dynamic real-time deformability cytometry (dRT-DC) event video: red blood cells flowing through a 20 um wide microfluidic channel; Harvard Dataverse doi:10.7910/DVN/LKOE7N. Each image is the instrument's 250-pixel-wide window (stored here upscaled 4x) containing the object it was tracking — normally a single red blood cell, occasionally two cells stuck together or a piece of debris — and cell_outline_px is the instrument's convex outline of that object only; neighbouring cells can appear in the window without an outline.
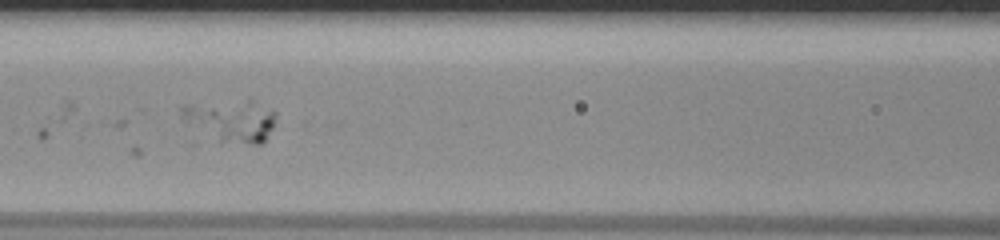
{"species": "human", "species_latin": "Homo sapiens", "temperature_condition": "room temperature", "stored_images_in_passage": 48, "camera_frame_rate_fps": 3000, "um_per_image_px": 0.085, "donor": {"sex": "male"}, "frame": {"image": 1, "passage_image": 19, "time_ms": 6.0, "image_size_px": [1000, 240], "cell_outline_px": [[276, 116], [272, 128], [264, 140], [260, 144], [252, 144], [220, 140], [184, 116], [180, 112], [180, 108], [184, 104], [252, 96], [276, 112]], "centroid_in_image_um": [19.79, 10.11], "position_along_channel_um": 146.8, "area_um2": 22.89}}
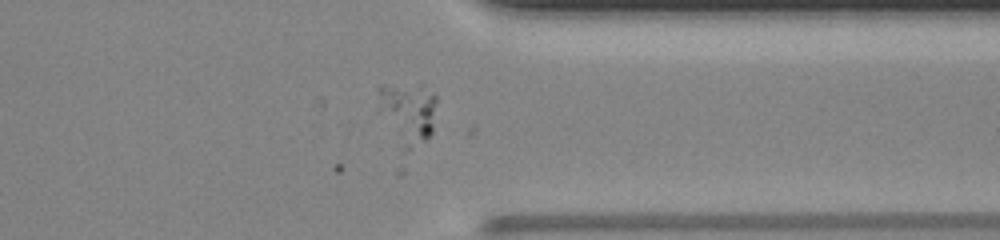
{"frame": {"image": 2, "passage_image": 37, "time_ms": 12.0, "image_size_px": [1000, 240], "cell_outline_px": [[436, 100], [432, 132], [424, 140], [408, 148], [404, 148], [376, 112], [376, 88], [420, 84], [424, 84], [436, 96]], "centroid_in_image_um": [34.61, 9.52], "position_along_channel_um": 376.8, "area_um2": 20.87}}